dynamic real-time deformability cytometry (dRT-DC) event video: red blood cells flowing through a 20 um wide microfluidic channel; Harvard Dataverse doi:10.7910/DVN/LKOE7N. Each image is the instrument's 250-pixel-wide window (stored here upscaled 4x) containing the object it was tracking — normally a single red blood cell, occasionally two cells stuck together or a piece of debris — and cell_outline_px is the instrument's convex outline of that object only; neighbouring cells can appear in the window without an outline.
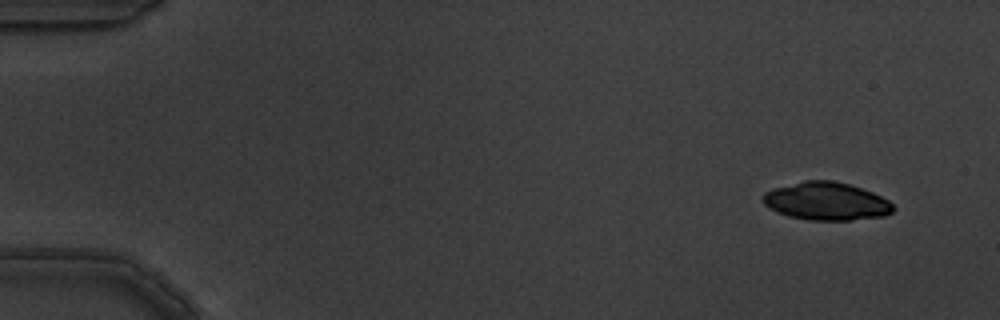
{"species": "common noctule bat (a hibernating species)", "species_latin": "Nyctalus noctula", "temperature_condition": "warm", "stored_images_in_passage": 5, "camera_frame_rate_fps": 3000, "um_per_image_px": 0.085, "animal": {"sex": "male", "body_mass_g": 19.5, "forearm_length_mm": 54.6}, "frame": {"image": 1, "passage_image": 1, "time_ms": 0.0, "image_size_px": [1000, 320], "cell_outline_px": [[896, 208], [892, 212], [884, 216], [852, 220], [808, 220], [788, 216], [764, 204], [764, 192], [772, 188], [804, 180], [832, 180], [848, 184], [872, 192], [888, 200]], "centroid_in_image_um": [70.26, 17.1], "position_along_channel_um": 14.7, "area_um2": 28.67}}